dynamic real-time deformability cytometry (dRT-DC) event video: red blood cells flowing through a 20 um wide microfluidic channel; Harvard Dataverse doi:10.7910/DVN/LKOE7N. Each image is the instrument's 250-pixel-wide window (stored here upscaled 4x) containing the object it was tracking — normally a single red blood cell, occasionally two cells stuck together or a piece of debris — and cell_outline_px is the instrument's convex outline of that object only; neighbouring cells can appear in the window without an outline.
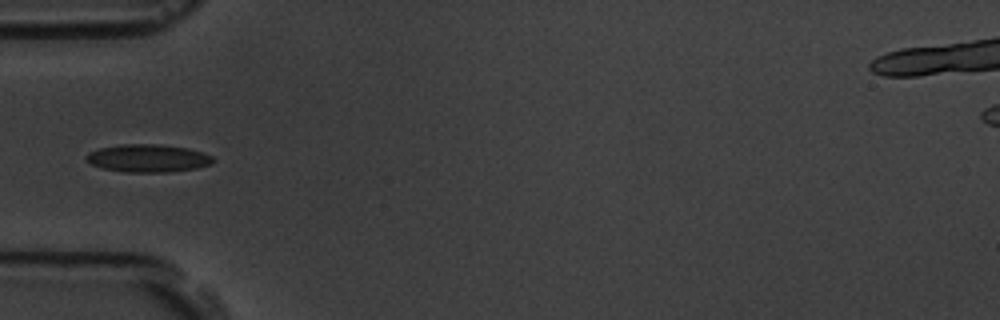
{"species": "common noctule bat (a hibernating species)", "species_latin": "Nyctalus noctula", "temperature_condition": "room temperature", "stored_images_in_passage": 7, "camera_frame_rate_fps": 3000, "um_per_image_px": 0.085, "animal": {"sex": "male", "body_mass_g": 19.5, "forearm_length_mm": 54.6}, "frame": {"image": 1, "passage_image": 6, "time_ms": 6.0, "image_size_px": [1000, 320], "cell_outline_px": [[216, 160], [212, 164], [196, 168], [168, 172], [124, 172], [100, 168], [92, 164], [84, 156], [88, 152], [100, 148], [124, 144], [160, 144], [188, 148], [212, 156]], "centroid_in_image_um": [12.58, 13.45], "position_along_channel_um": 72.4, "area_um2": 20.58}}
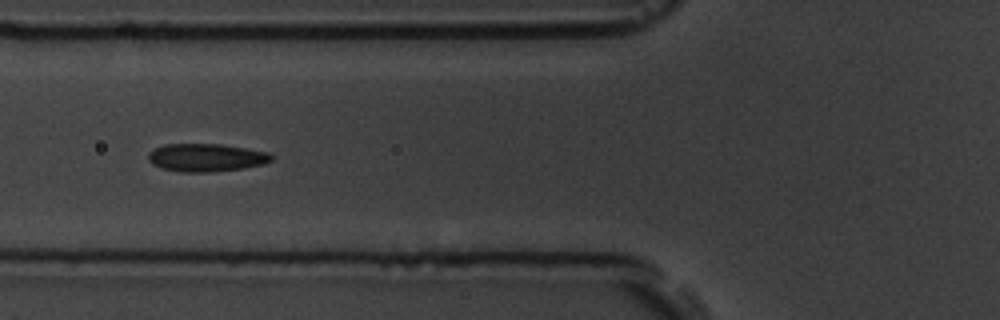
{"frame": {"image": 2, "passage_image": 7, "time_ms": 7.0, "image_size_px": [1000, 320], "cell_outline_px": [[272, 160], [264, 164], [244, 168], [208, 172], [180, 172], [160, 168], [152, 164], [148, 160], [148, 152], [164, 144], [220, 144], [268, 152], [272, 156]], "centroid_in_image_um": [17.49, 13.4], "position_along_channel_um": 108.3, "area_um2": 20.06}}